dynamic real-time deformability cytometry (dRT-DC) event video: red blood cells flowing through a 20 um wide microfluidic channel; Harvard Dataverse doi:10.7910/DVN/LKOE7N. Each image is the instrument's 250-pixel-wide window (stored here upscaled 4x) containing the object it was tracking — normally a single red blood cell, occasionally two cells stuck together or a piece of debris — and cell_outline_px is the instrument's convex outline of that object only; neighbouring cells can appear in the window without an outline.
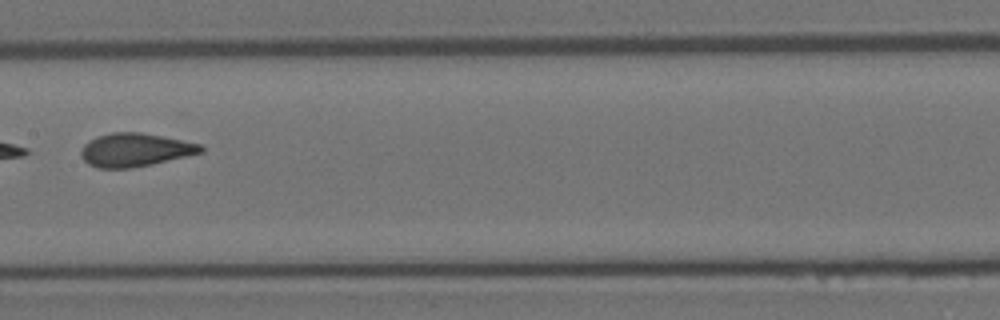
{"species": "Egyptian fruit bat (a non-hibernating species)", "species_latin": "Rousettus aegyptiacus", "temperature_condition": "room temperature", "stored_images_in_passage": 11, "camera_frame_rate_fps": 3000, "um_per_image_px": 0.085, "animal": {"sex": "female"}, "frame": {"image": 1, "passage_image": 8, "time_ms": 2.333, "image_size_px": [1000, 320], "cell_outline_px": [[204, 152], [152, 164], [132, 168], [96, 168], [88, 164], [80, 156], [80, 152], [84, 144], [88, 140], [96, 136], [112, 132], [140, 132], [164, 136], [204, 144]], "centroid_in_image_um": [11.49, 12.73], "position_along_channel_um": 195.9, "area_um2": 23.64}}
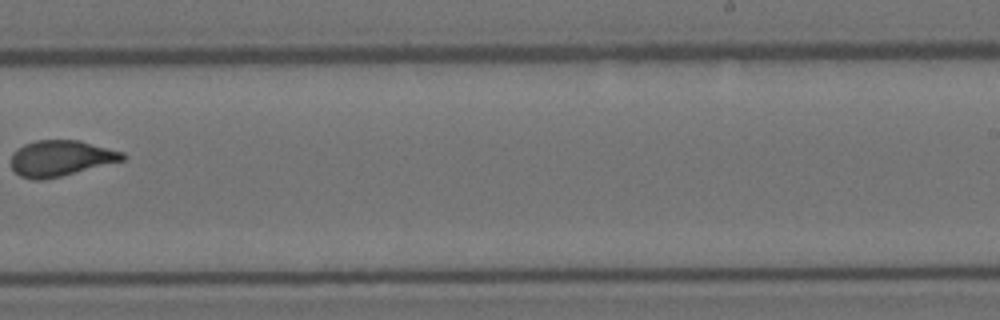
{"frame": {"image": 2, "passage_image": 10, "time_ms": 3.0, "image_size_px": [1000, 320], "cell_outline_px": [[128, 156], [124, 160], [44, 180], [32, 180], [20, 176], [12, 168], [12, 156], [24, 144], [36, 140], [80, 140], [124, 152]], "centroid_in_image_um": [5.2, 13.45], "position_along_channel_um": 283.8, "area_um2": 23.12}}
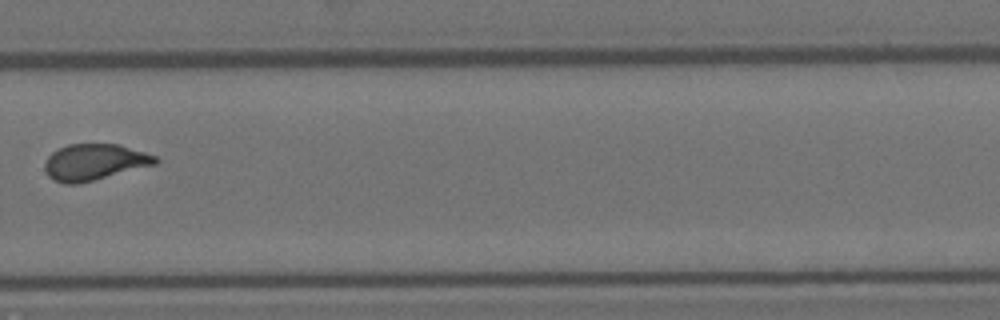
{"frame": {"image": 3, "passage_image": 11, "time_ms": 3.333, "image_size_px": [1000, 320], "cell_outline_px": [[160, 160], [156, 164], [76, 184], [64, 184], [52, 180], [48, 176], [44, 168], [44, 164], [48, 156], [52, 152], [68, 144], [120, 144], [156, 156]], "centroid_in_image_um": [8.0, 13.77], "position_along_channel_um": 321.8, "area_um2": 23.24}}